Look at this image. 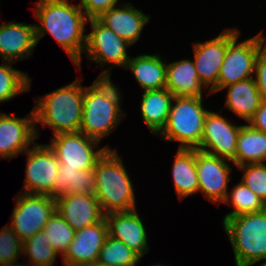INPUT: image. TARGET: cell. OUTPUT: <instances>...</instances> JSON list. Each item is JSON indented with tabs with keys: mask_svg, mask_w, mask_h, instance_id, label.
Here are the masks:
<instances>
[{
	"mask_svg": "<svg viewBox=\"0 0 266 266\" xmlns=\"http://www.w3.org/2000/svg\"><path fill=\"white\" fill-rule=\"evenodd\" d=\"M23 154L27 156L24 193L53 197L54 180L59 172V161L48 144L35 142Z\"/></svg>",
	"mask_w": 266,
	"mask_h": 266,
	"instance_id": "cell-11",
	"label": "cell"
},
{
	"mask_svg": "<svg viewBox=\"0 0 266 266\" xmlns=\"http://www.w3.org/2000/svg\"><path fill=\"white\" fill-rule=\"evenodd\" d=\"M23 256V241L8 223L0 229V266L17 261Z\"/></svg>",
	"mask_w": 266,
	"mask_h": 266,
	"instance_id": "cell-34",
	"label": "cell"
},
{
	"mask_svg": "<svg viewBox=\"0 0 266 266\" xmlns=\"http://www.w3.org/2000/svg\"><path fill=\"white\" fill-rule=\"evenodd\" d=\"M37 44L34 23L8 21L0 24L1 61L15 63L28 59Z\"/></svg>",
	"mask_w": 266,
	"mask_h": 266,
	"instance_id": "cell-18",
	"label": "cell"
},
{
	"mask_svg": "<svg viewBox=\"0 0 266 266\" xmlns=\"http://www.w3.org/2000/svg\"><path fill=\"white\" fill-rule=\"evenodd\" d=\"M107 236L108 226L104 217L99 222L76 231L74 239L62 256L63 266L96 264Z\"/></svg>",
	"mask_w": 266,
	"mask_h": 266,
	"instance_id": "cell-16",
	"label": "cell"
},
{
	"mask_svg": "<svg viewBox=\"0 0 266 266\" xmlns=\"http://www.w3.org/2000/svg\"><path fill=\"white\" fill-rule=\"evenodd\" d=\"M0 65V103L12 100L18 94L31 90L27 72L12 68L14 63L2 61Z\"/></svg>",
	"mask_w": 266,
	"mask_h": 266,
	"instance_id": "cell-29",
	"label": "cell"
},
{
	"mask_svg": "<svg viewBox=\"0 0 266 266\" xmlns=\"http://www.w3.org/2000/svg\"><path fill=\"white\" fill-rule=\"evenodd\" d=\"M230 160L196 149V169L199 193L208 201L219 205L228 193L232 166Z\"/></svg>",
	"mask_w": 266,
	"mask_h": 266,
	"instance_id": "cell-13",
	"label": "cell"
},
{
	"mask_svg": "<svg viewBox=\"0 0 266 266\" xmlns=\"http://www.w3.org/2000/svg\"><path fill=\"white\" fill-rule=\"evenodd\" d=\"M172 164V179L179 200L199 192L196 149L178 148Z\"/></svg>",
	"mask_w": 266,
	"mask_h": 266,
	"instance_id": "cell-25",
	"label": "cell"
},
{
	"mask_svg": "<svg viewBox=\"0 0 266 266\" xmlns=\"http://www.w3.org/2000/svg\"><path fill=\"white\" fill-rule=\"evenodd\" d=\"M107 149L97 160L95 173V197L104 214L136 209L132 181L116 147Z\"/></svg>",
	"mask_w": 266,
	"mask_h": 266,
	"instance_id": "cell-4",
	"label": "cell"
},
{
	"mask_svg": "<svg viewBox=\"0 0 266 266\" xmlns=\"http://www.w3.org/2000/svg\"><path fill=\"white\" fill-rule=\"evenodd\" d=\"M104 218L110 237L125 243L141 258L149 252L146 227L137 209L106 213Z\"/></svg>",
	"mask_w": 266,
	"mask_h": 266,
	"instance_id": "cell-17",
	"label": "cell"
},
{
	"mask_svg": "<svg viewBox=\"0 0 266 266\" xmlns=\"http://www.w3.org/2000/svg\"><path fill=\"white\" fill-rule=\"evenodd\" d=\"M232 246L236 266H252L266 261V209L233 216L223 221Z\"/></svg>",
	"mask_w": 266,
	"mask_h": 266,
	"instance_id": "cell-5",
	"label": "cell"
},
{
	"mask_svg": "<svg viewBox=\"0 0 266 266\" xmlns=\"http://www.w3.org/2000/svg\"><path fill=\"white\" fill-rule=\"evenodd\" d=\"M78 78L50 93L37 97L33 107L35 128L39 137V126H48L53 135L59 133L79 132L82 112L84 86ZM38 126V127H37Z\"/></svg>",
	"mask_w": 266,
	"mask_h": 266,
	"instance_id": "cell-3",
	"label": "cell"
},
{
	"mask_svg": "<svg viewBox=\"0 0 266 266\" xmlns=\"http://www.w3.org/2000/svg\"><path fill=\"white\" fill-rule=\"evenodd\" d=\"M150 18V15L144 14L132 3L124 2L106 10L97 19L129 44L134 45L141 39V33Z\"/></svg>",
	"mask_w": 266,
	"mask_h": 266,
	"instance_id": "cell-19",
	"label": "cell"
},
{
	"mask_svg": "<svg viewBox=\"0 0 266 266\" xmlns=\"http://www.w3.org/2000/svg\"><path fill=\"white\" fill-rule=\"evenodd\" d=\"M223 89H227L225 108L248 123L262 101L254 77L227 85Z\"/></svg>",
	"mask_w": 266,
	"mask_h": 266,
	"instance_id": "cell-23",
	"label": "cell"
},
{
	"mask_svg": "<svg viewBox=\"0 0 266 266\" xmlns=\"http://www.w3.org/2000/svg\"><path fill=\"white\" fill-rule=\"evenodd\" d=\"M120 0H80L78 5L88 19L98 18L106 10L120 4Z\"/></svg>",
	"mask_w": 266,
	"mask_h": 266,
	"instance_id": "cell-35",
	"label": "cell"
},
{
	"mask_svg": "<svg viewBox=\"0 0 266 266\" xmlns=\"http://www.w3.org/2000/svg\"><path fill=\"white\" fill-rule=\"evenodd\" d=\"M34 111L23 118L0 112V157L12 159L36 141Z\"/></svg>",
	"mask_w": 266,
	"mask_h": 266,
	"instance_id": "cell-15",
	"label": "cell"
},
{
	"mask_svg": "<svg viewBox=\"0 0 266 266\" xmlns=\"http://www.w3.org/2000/svg\"><path fill=\"white\" fill-rule=\"evenodd\" d=\"M224 204L231 205L234 209L227 213L223 221L229 217L247 213L261 212L266 209V204L252 190L245 186L241 181L232 187L231 192L227 193Z\"/></svg>",
	"mask_w": 266,
	"mask_h": 266,
	"instance_id": "cell-28",
	"label": "cell"
},
{
	"mask_svg": "<svg viewBox=\"0 0 266 266\" xmlns=\"http://www.w3.org/2000/svg\"><path fill=\"white\" fill-rule=\"evenodd\" d=\"M165 88L174 97H201L203 92L207 90L200 82L194 62L191 59H181L167 63Z\"/></svg>",
	"mask_w": 266,
	"mask_h": 266,
	"instance_id": "cell-22",
	"label": "cell"
},
{
	"mask_svg": "<svg viewBox=\"0 0 266 266\" xmlns=\"http://www.w3.org/2000/svg\"><path fill=\"white\" fill-rule=\"evenodd\" d=\"M66 193L95 195L94 169L79 170L59 165V172L54 180L53 198Z\"/></svg>",
	"mask_w": 266,
	"mask_h": 266,
	"instance_id": "cell-27",
	"label": "cell"
},
{
	"mask_svg": "<svg viewBox=\"0 0 266 266\" xmlns=\"http://www.w3.org/2000/svg\"><path fill=\"white\" fill-rule=\"evenodd\" d=\"M253 128L266 133V100H262L252 119L248 122Z\"/></svg>",
	"mask_w": 266,
	"mask_h": 266,
	"instance_id": "cell-37",
	"label": "cell"
},
{
	"mask_svg": "<svg viewBox=\"0 0 266 266\" xmlns=\"http://www.w3.org/2000/svg\"><path fill=\"white\" fill-rule=\"evenodd\" d=\"M258 266H266V261H264L263 263H261L260 265Z\"/></svg>",
	"mask_w": 266,
	"mask_h": 266,
	"instance_id": "cell-40",
	"label": "cell"
},
{
	"mask_svg": "<svg viewBox=\"0 0 266 266\" xmlns=\"http://www.w3.org/2000/svg\"><path fill=\"white\" fill-rule=\"evenodd\" d=\"M174 95L167 89L146 90L140 103L143 121L151 133L157 136L165 127Z\"/></svg>",
	"mask_w": 266,
	"mask_h": 266,
	"instance_id": "cell-24",
	"label": "cell"
},
{
	"mask_svg": "<svg viewBox=\"0 0 266 266\" xmlns=\"http://www.w3.org/2000/svg\"><path fill=\"white\" fill-rule=\"evenodd\" d=\"M23 256L30 266H53L58 252L53 248L43 230L23 242ZM29 260V261H28Z\"/></svg>",
	"mask_w": 266,
	"mask_h": 266,
	"instance_id": "cell-30",
	"label": "cell"
},
{
	"mask_svg": "<svg viewBox=\"0 0 266 266\" xmlns=\"http://www.w3.org/2000/svg\"><path fill=\"white\" fill-rule=\"evenodd\" d=\"M119 87L110 78H96L84 86L83 112L79 132L98 141L118 128L126 113L121 108Z\"/></svg>",
	"mask_w": 266,
	"mask_h": 266,
	"instance_id": "cell-2",
	"label": "cell"
},
{
	"mask_svg": "<svg viewBox=\"0 0 266 266\" xmlns=\"http://www.w3.org/2000/svg\"><path fill=\"white\" fill-rule=\"evenodd\" d=\"M202 103L203 96L174 97L167 123L159 136L168 142H179L178 148L199 149L205 116L209 111Z\"/></svg>",
	"mask_w": 266,
	"mask_h": 266,
	"instance_id": "cell-6",
	"label": "cell"
},
{
	"mask_svg": "<svg viewBox=\"0 0 266 266\" xmlns=\"http://www.w3.org/2000/svg\"><path fill=\"white\" fill-rule=\"evenodd\" d=\"M240 34L241 32L228 43L217 85L209 92L210 94H216L227 85L254 76L255 60L259 51L266 45V38L261 31L255 36L240 42Z\"/></svg>",
	"mask_w": 266,
	"mask_h": 266,
	"instance_id": "cell-8",
	"label": "cell"
},
{
	"mask_svg": "<svg viewBox=\"0 0 266 266\" xmlns=\"http://www.w3.org/2000/svg\"><path fill=\"white\" fill-rule=\"evenodd\" d=\"M37 43L50 34L67 53L77 70H81L86 48L84 32L88 18L78 4L69 0H39L34 8Z\"/></svg>",
	"mask_w": 266,
	"mask_h": 266,
	"instance_id": "cell-1",
	"label": "cell"
},
{
	"mask_svg": "<svg viewBox=\"0 0 266 266\" xmlns=\"http://www.w3.org/2000/svg\"><path fill=\"white\" fill-rule=\"evenodd\" d=\"M240 29H224L217 37L205 42L193 44L194 65L200 82L209 92L217 85L219 72L224 61L228 43L239 33Z\"/></svg>",
	"mask_w": 266,
	"mask_h": 266,
	"instance_id": "cell-12",
	"label": "cell"
},
{
	"mask_svg": "<svg viewBox=\"0 0 266 266\" xmlns=\"http://www.w3.org/2000/svg\"><path fill=\"white\" fill-rule=\"evenodd\" d=\"M254 79L262 100H266V45L259 51L254 68Z\"/></svg>",
	"mask_w": 266,
	"mask_h": 266,
	"instance_id": "cell-36",
	"label": "cell"
},
{
	"mask_svg": "<svg viewBox=\"0 0 266 266\" xmlns=\"http://www.w3.org/2000/svg\"><path fill=\"white\" fill-rule=\"evenodd\" d=\"M237 168L243 172L240 181L266 204V162L245 164Z\"/></svg>",
	"mask_w": 266,
	"mask_h": 266,
	"instance_id": "cell-33",
	"label": "cell"
},
{
	"mask_svg": "<svg viewBox=\"0 0 266 266\" xmlns=\"http://www.w3.org/2000/svg\"><path fill=\"white\" fill-rule=\"evenodd\" d=\"M160 53L130 57L125 70H131L137 83L146 90H160L166 86L167 62Z\"/></svg>",
	"mask_w": 266,
	"mask_h": 266,
	"instance_id": "cell-21",
	"label": "cell"
},
{
	"mask_svg": "<svg viewBox=\"0 0 266 266\" xmlns=\"http://www.w3.org/2000/svg\"><path fill=\"white\" fill-rule=\"evenodd\" d=\"M88 22L92 30L86 34L84 53L90 63L100 65L102 71L98 78H111L110 73L113 68L126 67L130 59L127 48L132 45L104 26L97 18L88 19ZM105 65L110 66L103 70Z\"/></svg>",
	"mask_w": 266,
	"mask_h": 266,
	"instance_id": "cell-7",
	"label": "cell"
},
{
	"mask_svg": "<svg viewBox=\"0 0 266 266\" xmlns=\"http://www.w3.org/2000/svg\"><path fill=\"white\" fill-rule=\"evenodd\" d=\"M218 112L209 110L206 114L199 150L232 161L242 125H234L221 116L222 110Z\"/></svg>",
	"mask_w": 266,
	"mask_h": 266,
	"instance_id": "cell-14",
	"label": "cell"
},
{
	"mask_svg": "<svg viewBox=\"0 0 266 266\" xmlns=\"http://www.w3.org/2000/svg\"><path fill=\"white\" fill-rule=\"evenodd\" d=\"M17 195L16 206L8 225L24 242L36 232L43 230L56 212V200L48 195L28 194L22 190Z\"/></svg>",
	"mask_w": 266,
	"mask_h": 266,
	"instance_id": "cell-9",
	"label": "cell"
},
{
	"mask_svg": "<svg viewBox=\"0 0 266 266\" xmlns=\"http://www.w3.org/2000/svg\"><path fill=\"white\" fill-rule=\"evenodd\" d=\"M49 141L48 146L55 153L59 165L79 170L94 169L97 160L107 149H111L106 145L95 150L101 142L82 132L55 134Z\"/></svg>",
	"mask_w": 266,
	"mask_h": 266,
	"instance_id": "cell-10",
	"label": "cell"
},
{
	"mask_svg": "<svg viewBox=\"0 0 266 266\" xmlns=\"http://www.w3.org/2000/svg\"><path fill=\"white\" fill-rule=\"evenodd\" d=\"M91 266H102V265H99V264L96 263V264H93V265H91Z\"/></svg>",
	"mask_w": 266,
	"mask_h": 266,
	"instance_id": "cell-41",
	"label": "cell"
},
{
	"mask_svg": "<svg viewBox=\"0 0 266 266\" xmlns=\"http://www.w3.org/2000/svg\"><path fill=\"white\" fill-rule=\"evenodd\" d=\"M43 231L53 248L62 256L67 251L76 233L57 211L44 226Z\"/></svg>",
	"mask_w": 266,
	"mask_h": 266,
	"instance_id": "cell-32",
	"label": "cell"
},
{
	"mask_svg": "<svg viewBox=\"0 0 266 266\" xmlns=\"http://www.w3.org/2000/svg\"><path fill=\"white\" fill-rule=\"evenodd\" d=\"M141 259L125 243L108 235L100 250L97 264L102 266H137Z\"/></svg>",
	"mask_w": 266,
	"mask_h": 266,
	"instance_id": "cell-31",
	"label": "cell"
},
{
	"mask_svg": "<svg viewBox=\"0 0 266 266\" xmlns=\"http://www.w3.org/2000/svg\"><path fill=\"white\" fill-rule=\"evenodd\" d=\"M266 162V133L250 124H243L237 137L235 158L231 161L236 167L245 164Z\"/></svg>",
	"mask_w": 266,
	"mask_h": 266,
	"instance_id": "cell-26",
	"label": "cell"
},
{
	"mask_svg": "<svg viewBox=\"0 0 266 266\" xmlns=\"http://www.w3.org/2000/svg\"><path fill=\"white\" fill-rule=\"evenodd\" d=\"M1 266H30V265L28 263L25 265L23 263H18L17 261H15V262H11V263L4 264Z\"/></svg>",
	"mask_w": 266,
	"mask_h": 266,
	"instance_id": "cell-38",
	"label": "cell"
},
{
	"mask_svg": "<svg viewBox=\"0 0 266 266\" xmlns=\"http://www.w3.org/2000/svg\"><path fill=\"white\" fill-rule=\"evenodd\" d=\"M150 266H169V265H162V264L160 263V264H155V265H150Z\"/></svg>",
	"mask_w": 266,
	"mask_h": 266,
	"instance_id": "cell-39",
	"label": "cell"
},
{
	"mask_svg": "<svg viewBox=\"0 0 266 266\" xmlns=\"http://www.w3.org/2000/svg\"><path fill=\"white\" fill-rule=\"evenodd\" d=\"M55 200L56 211L75 231L99 222L104 217L95 195L66 193Z\"/></svg>",
	"mask_w": 266,
	"mask_h": 266,
	"instance_id": "cell-20",
	"label": "cell"
}]
</instances>
